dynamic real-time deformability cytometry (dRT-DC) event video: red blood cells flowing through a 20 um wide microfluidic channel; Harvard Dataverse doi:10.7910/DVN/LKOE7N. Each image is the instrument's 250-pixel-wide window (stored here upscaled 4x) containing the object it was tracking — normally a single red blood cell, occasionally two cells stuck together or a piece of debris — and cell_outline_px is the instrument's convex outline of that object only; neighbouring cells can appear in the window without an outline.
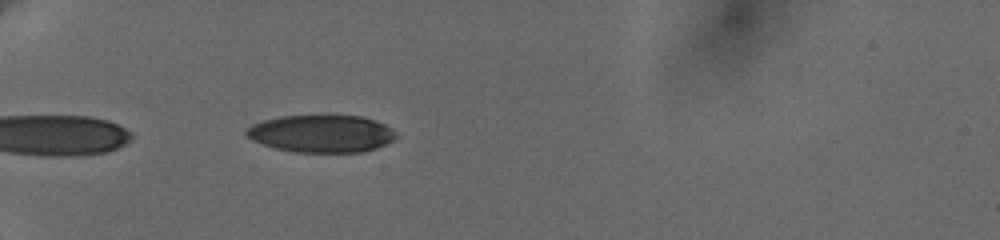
{"species": "human", "species_latin": "Homo sapiens", "temperature_condition": "cold", "stored_images_in_passage": 3, "camera_frame_rate_fps": 3000, "um_per_image_px": 0.085, "donor": {"sex": "female"}, "frame": {"image": 1, "passage_image": 1, "time_ms": 0.0, "image_size_px": [1000, 240], "cell_outline_px": [[396, 136], [392, 140], [376, 148], [360, 152], [292, 152], [276, 148], [252, 140], [244, 132], [252, 124], [264, 120], [280, 116], [360, 116], [384, 124], [392, 128], [396, 132]], "centroid_in_image_um": [27.31, 11.36], "position_along_channel_um": 57.7, "area_um2": 32.31}}
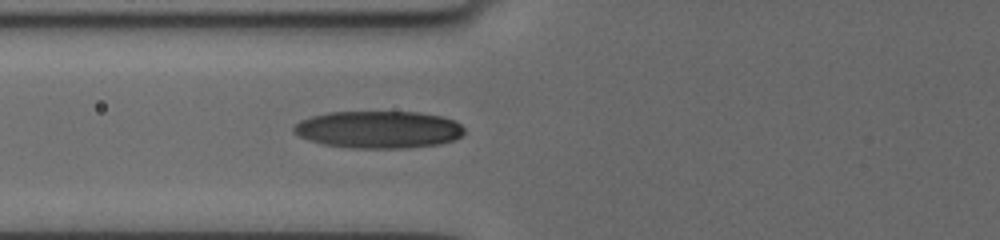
{"frame": {"image": 2, "passage_image": 3, "time_ms": 1.667, "image_size_px": [1000, 240], "cell_outline_px": [[464, 132], [460, 136], [452, 140], [440, 144], [400, 148], [356, 148], [324, 144], [300, 136], [292, 132], [292, 124], [300, 120], [312, 116], [328, 112], [416, 112], [440, 116], [452, 120], [460, 124], [464, 128]], "centroid_in_image_um": [32.14, 11.0], "position_along_channel_um": 93.7, "area_um2": 36.82}}